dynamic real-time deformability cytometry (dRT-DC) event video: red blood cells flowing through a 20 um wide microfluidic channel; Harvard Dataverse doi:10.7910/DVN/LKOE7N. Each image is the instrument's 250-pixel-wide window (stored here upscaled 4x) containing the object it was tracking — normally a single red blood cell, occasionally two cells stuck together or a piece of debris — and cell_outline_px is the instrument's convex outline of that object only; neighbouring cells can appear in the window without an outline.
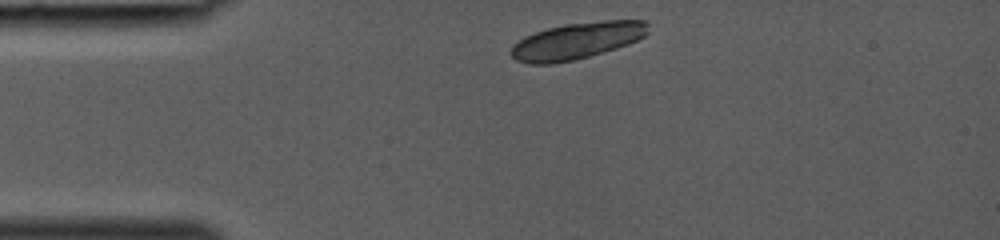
{"species": "common noctule bat (a hibernating species)", "species_latin": "Nyctalus noctula", "temperature_condition": "room temperature", "stored_images_in_passage": 6, "camera_frame_rate_fps": 3000, "um_per_image_px": 0.085, "animal": {"sex": "female", "body_mass_g": 19.0, "forearm_length_mm": 53.3}, "frame": {"image": 1, "passage_image": 1, "time_ms": 0.0, "image_size_px": [1000, 240], "cell_outline_px": [[648, 32], [644, 36], [628, 44], [616, 48], [588, 56], [572, 60], [552, 64], [528, 64], [516, 60], [512, 56], [512, 44], [524, 36], [548, 28], [564, 24], [604, 20], [648, 20]], "centroid_in_image_um": [49.04, 3.45], "position_along_channel_um": 36.0, "area_um2": 29.19}}